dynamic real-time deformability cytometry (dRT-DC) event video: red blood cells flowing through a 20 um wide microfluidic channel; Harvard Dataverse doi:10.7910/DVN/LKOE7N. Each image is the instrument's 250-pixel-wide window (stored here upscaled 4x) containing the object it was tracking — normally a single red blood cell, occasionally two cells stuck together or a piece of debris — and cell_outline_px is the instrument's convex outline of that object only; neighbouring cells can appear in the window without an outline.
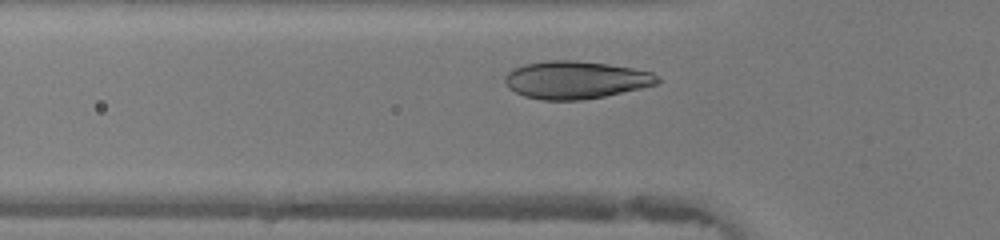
{"species": "human", "species_latin": "Homo sapiens", "temperature_condition": "warm", "stored_images_in_passage": 28, "camera_frame_rate_fps": 3000, "um_per_image_px": 0.085, "donor": {"sex": "female"}, "frame": {"image": 1, "passage_image": 6, "time_ms": 1.667, "image_size_px": [1000, 240], "cell_outline_px": [[660, 84], [604, 96], [580, 100], [540, 100], [524, 96], [508, 88], [504, 80], [504, 76], [512, 68], [524, 64], [548, 60], [572, 60], [608, 64], [632, 68], [652, 72], [660, 80]], "centroid_in_image_um": [48.91, 6.79], "position_along_channel_um": 76.9, "area_um2": 33.58}}
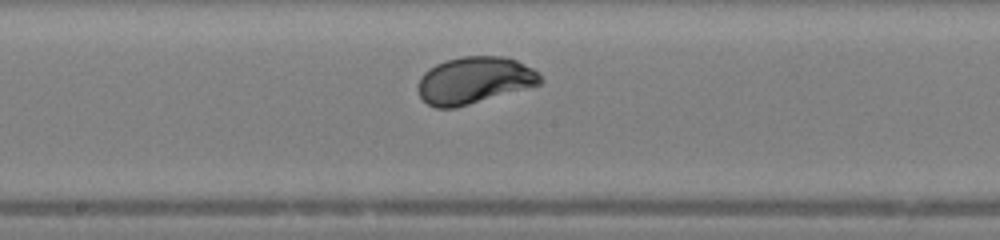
{"frame": {"image": 2, "passage_image": 15, "time_ms": 4.667, "image_size_px": [1000, 240], "cell_outline_px": [[544, 80], [540, 84], [456, 108], [436, 108], [428, 104], [420, 96], [416, 88], [420, 76], [428, 68], [444, 60], [464, 56], [504, 56], [516, 60], [532, 68]], "centroid_in_image_um": [40.27, 6.82], "position_along_channel_um": 207.9, "area_um2": 33.47}}
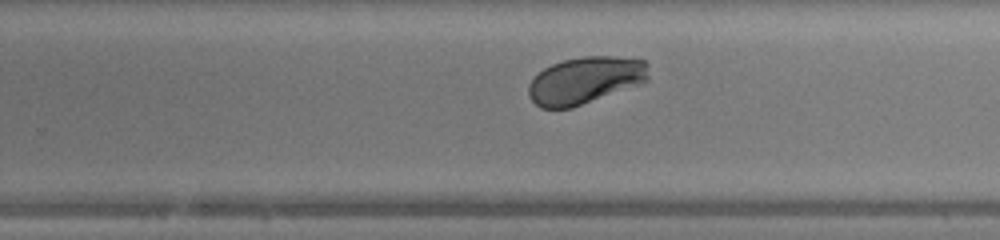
{"frame": {"image": 3, "passage_image": 20, "time_ms": 6.333, "image_size_px": [1000, 240], "cell_outline_px": [[648, 80], [640, 84], [572, 108], [540, 108], [528, 96], [528, 84], [544, 68], [552, 64], [564, 60], [584, 56], [616, 56], [644, 60], [648, 64]], "centroid_in_image_um": [49.75, 6.82], "position_along_channel_um": 280.1, "area_um2": 32.89}, "authors_computed_cell_mechanics": {"area_um2": 33.0905, "velocity_mm_per_s": 4.3483, "shape_relaxation_time_tau1_ms": 1.99, "shape_relaxation_time_tau2_ms": null, "deformation_change_tau1": 0.1364, "deformation_change_tau2": null}}